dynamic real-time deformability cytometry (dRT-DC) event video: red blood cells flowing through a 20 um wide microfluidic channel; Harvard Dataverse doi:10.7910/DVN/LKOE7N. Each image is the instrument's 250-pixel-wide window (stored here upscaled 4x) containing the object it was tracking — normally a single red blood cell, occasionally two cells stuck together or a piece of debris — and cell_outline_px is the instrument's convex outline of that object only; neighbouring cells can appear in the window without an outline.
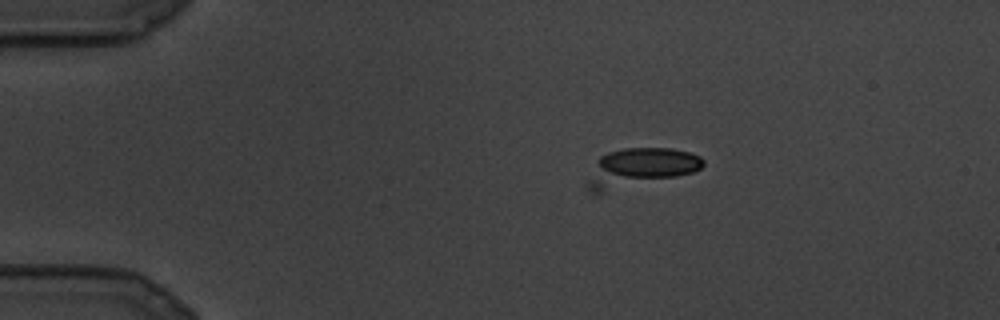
{"species": "common noctule bat (a hibernating species)", "species_latin": "Nyctalus noctula", "temperature_condition": "cold", "stored_images_in_passage": 11, "camera_frame_rate_fps": 3000, "um_per_image_px": 0.085, "animal": {"sex": "male", "body_mass_g": 19.5, "forearm_length_mm": 54.6}, "frame": {"image": 1, "passage_image": 1, "time_ms": 0.0, "image_size_px": [1000, 320], "cell_outline_px": [[704, 164], [700, 168], [692, 172], [596, 196], [588, 192], [588, 180], [600, 156], [608, 152], [624, 148], [672, 148], [688, 152], [700, 156], [704, 160]], "centroid_in_image_um": [54.36, 14.28], "position_along_channel_um": 30.6, "area_um2": 26.07}}
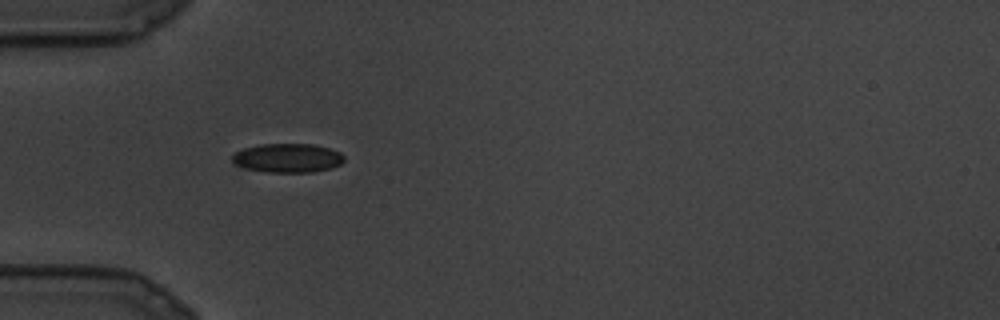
{"frame": {"image": 2, "passage_image": 4, "time_ms": 1.0, "image_size_px": [1000, 320], "cell_outline_px": [[344, 160], [340, 164], [332, 168], [312, 172], [268, 172], [244, 168], [232, 164], [232, 156], [236, 152], [244, 148], [260, 144], [312, 144], [328, 148], [340, 152], [344, 156]], "centroid_in_image_um": [24.43, 13.43], "position_along_channel_um": 60.6, "area_um2": 18.96}}
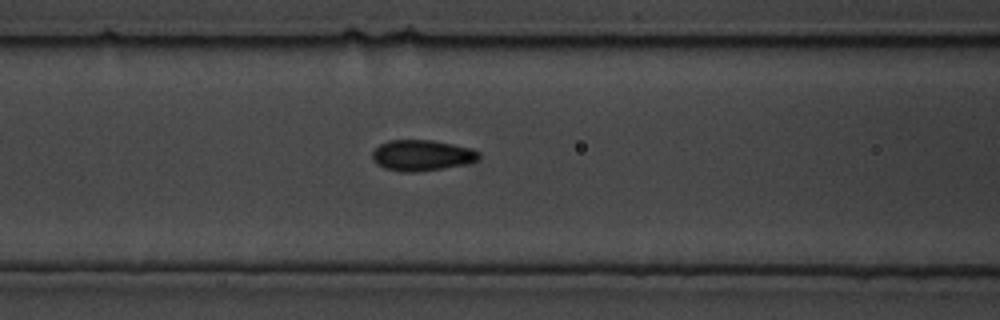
{"frame": {"image": 3, "passage_image": 7, "time_ms": 2.0, "image_size_px": [1000, 320], "cell_outline_px": [[480, 160], [468, 164], [416, 172], [400, 172], [384, 168], [376, 164], [372, 160], [372, 152], [380, 144], [388, 140], [432, 140], [472, 148], [480, 152]], "centroid_in_image_um": [35.87, 13.21], "position_along_channel_um": 130.7, "area_um2": 19.42}}